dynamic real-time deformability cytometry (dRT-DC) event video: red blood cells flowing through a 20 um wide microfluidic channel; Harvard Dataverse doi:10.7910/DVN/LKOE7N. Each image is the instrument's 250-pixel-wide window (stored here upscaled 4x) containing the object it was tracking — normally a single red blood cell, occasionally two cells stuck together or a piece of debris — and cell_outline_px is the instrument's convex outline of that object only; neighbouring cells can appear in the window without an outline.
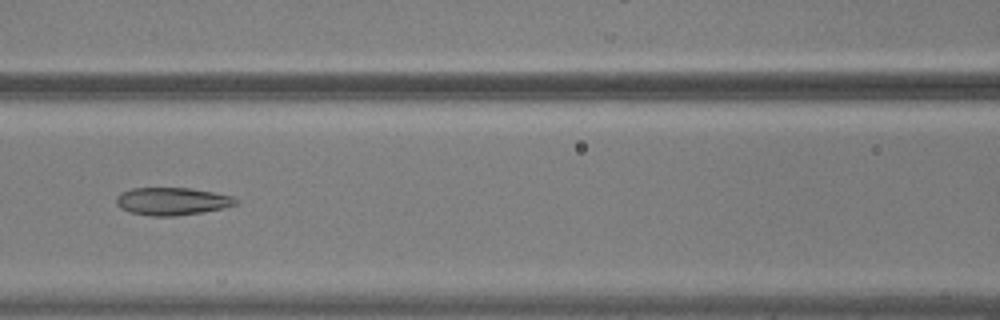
{"species": "common noctule bat (a hibernating species)", "species_latin": "Nyctalus noctula", "temperature_condition": "warm", "stored_images_in_passage": 44, "camera_frame_rate_fps": 3000, "um_per_image_px": 0.085, "animal": {"sex": "male", "body_mass_g": 20.5, "forearm_length_mm": 52.5}, "frame": {"image": 1, "passage_image": 15, "time_ms": 4.667, "image_size_px": [1000, 320], "cell_outline_px": [[240, 200], [236, 204], [224, 208], [204, 212], [176, 216], [152, 216], [132, 212], [120, 208], [116, 204], [116, 196], [120, 192], [132, 188], [192, 188], [232, 196]], "centroid_in_image_um": [14.63, 17.11], "position_along_channel_um": 152.0, "area_um2": 19.36}}
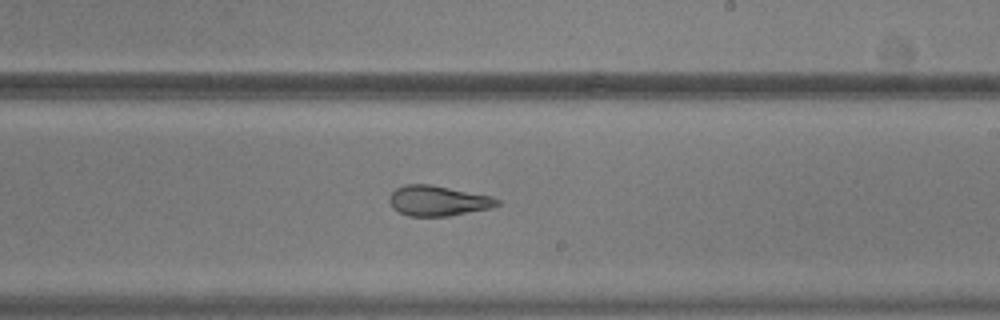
{"frame": {"image": 2, "passage_image": 23, "time_ms": 7.333, "image_size_px": [1000, 320], "cell_outline_px": [[500, 204], [492, 208], [448, 216], [408, 216], [392, 208], [388, 200], [388, 196], [396, 188], [404, 184], [432, 184], [492, 196], [500, 200]], "centroid_in_image_um": [37.22, 17.06], "position_along_channel_um": 251.8, "area_um2": 19.25}}
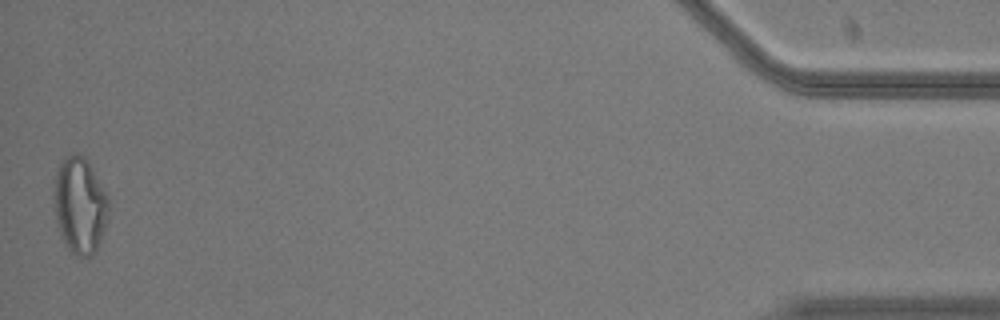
{"frame": {"image": 3, "passage_image": 44, "time_ms": 14.333, "image_size_px": [1000, 320], "cell_outline_px": [[108, 216], [100, 240], [92, 256], [76, 256], [68, 248], [56, 224], [52, 196], [56, 172], [60, 164], [68, 152], [76, 152], [84, 156], [92, 168], [108, 196]], "centroid_in_image_um": [6.76, 17.41], "position_along_channel_um": 428.4, "area_um2": 30.81}, "authors_computed_cell_mechanics": {"area_um2": 21.7039, "velocity_mm_per_s": 3.7579, "shape_relaxation_time_tau1_ms": null, "shape_relaxation_time_tau2_ms": 2.5699, "deformation_change_tau1": null, "deformation_change_tau2": 0.1069}}